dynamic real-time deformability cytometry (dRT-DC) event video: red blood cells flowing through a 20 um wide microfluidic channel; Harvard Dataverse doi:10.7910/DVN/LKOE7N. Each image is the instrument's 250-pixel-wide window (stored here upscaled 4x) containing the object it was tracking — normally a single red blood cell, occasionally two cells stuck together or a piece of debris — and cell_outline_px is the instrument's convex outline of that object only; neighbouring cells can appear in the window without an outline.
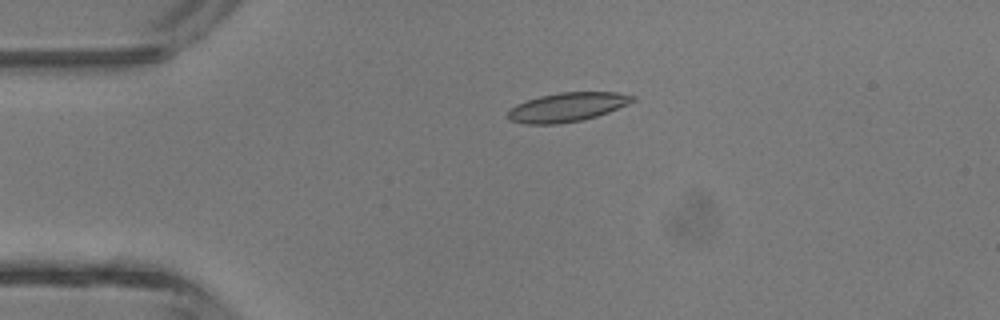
{"species": "common noctule bat (a hibernating species)", "species_latin": "Nyctalus noctula", "temperature_condition": "room temperature", "stored_images_in_passage": 3, "camera_frame_rate_fps": 3000, "um_per_image_px": 0.085, "animal": {"sex": "male", "body_mass_g": 13.3}, "frame": {"image": 1, "passage_image": 1, "time_ms": 0.0, "image_size_px": [1000, 320], "cell_outline_px": [[636, 100], [628, 104], [608, 112], [596, 116], [580, 120], [556, 124], [524, 124], [508, 120], [504, 116], [508, 108], [516, 104], [540, 96], [560, 92], [616, 92], [636, 96]], "centroid_in_image_um": [48.15, 9.11], "position_along_channel_um": 36.8, "area_um2": 21.27}}
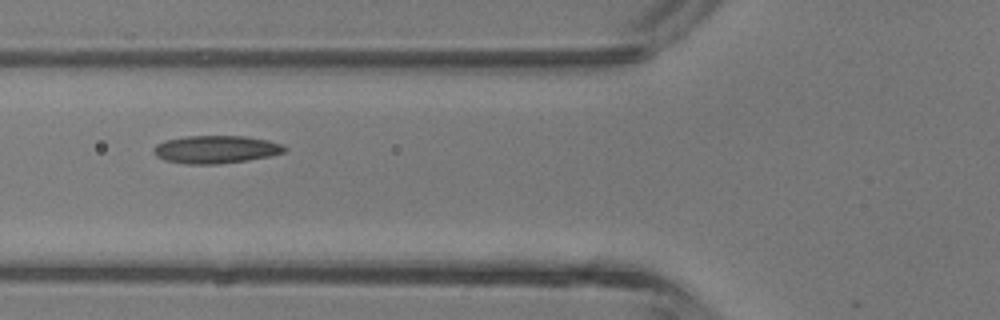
{"frame": {"image": 2, "passage_image": 3, "time_ms": 2.333, "image_size_px": [1000, 320], "cell_outline_px": [[288, 148], [284, 152], [268, 156], [248, 160], [216, 164], [184, 164], [164, 160], [156, 156], [152, 152], [152, 148], [156, 144], [164, 140], [188, 136], [244, 136], [268, 140], [284, 144]], "centroid_in_image_um": [18.32, 12.7], "position_along_channel_um": 107.5, "area_um2": 21.39}}